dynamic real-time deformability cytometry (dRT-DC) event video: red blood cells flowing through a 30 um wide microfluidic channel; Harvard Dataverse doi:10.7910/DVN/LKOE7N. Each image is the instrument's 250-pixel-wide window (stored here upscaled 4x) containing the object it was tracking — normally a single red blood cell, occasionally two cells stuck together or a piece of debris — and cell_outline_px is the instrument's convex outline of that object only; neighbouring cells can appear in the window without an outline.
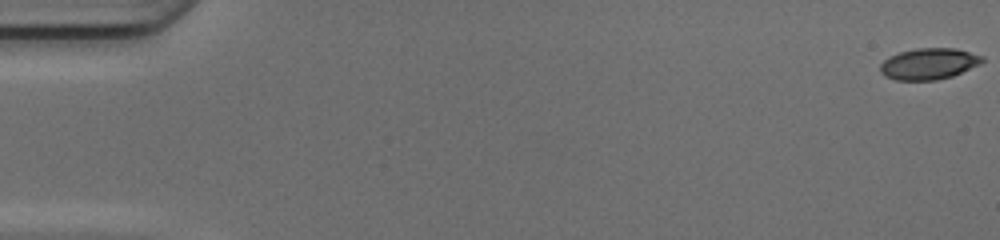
{"species": "common noctule bat (a hibernating species)", "species_latin": "Nyctalus noctula", "temperature_condition": "cold", "stored_images_in_passage": 51, "camera_frame_rate_fps": 3000, "um_per_image_px": 0.085, "animal": {"sex": "female", "body_mass_g": 17.0, "forearm_length_mm": 48.0}, "frame": {"image": 1, "passage_image": 1, "time_ms": 0.0, "image_size_px": [1000, 240], "cell_outline_px": [[984, 60], [980, 64], [952, 76], [936, 80], [896, 80], [884, 76], [880, 72], [880, 64], [888, 56], [900, 52], [916, 48], [956, 48], [984, 56]], "centroid_in_image_um": [78.94, 5.42], "position_along_channel_um": 6.1, "area_um2": 18.67}}
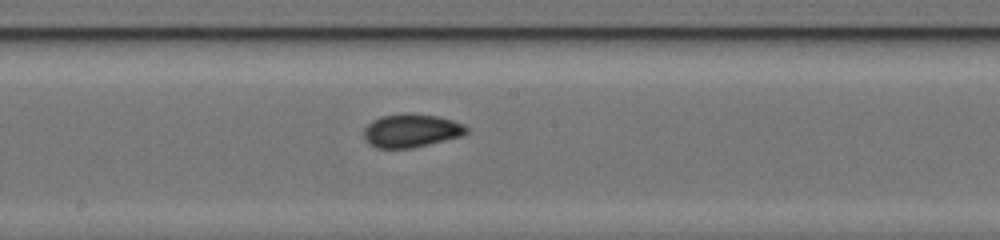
{"frame": {"image": 2, "passage_image": 28, "time_ms": 9.0, "image_size_px": [1000, 240], "cell_outline_px": [[468, 132], [460, 136], [412, 148], [376, 148], [368, 144], [364, 140], [364, 128], [372, 120], [380, 116], [408, 112], [436, 116], [452, 120], [464, 124], [468, 128]], "centroid_in_image_um": [34.91, 11.09], "position_along_channel_um": 213.3, "area_um2": 20.06}}
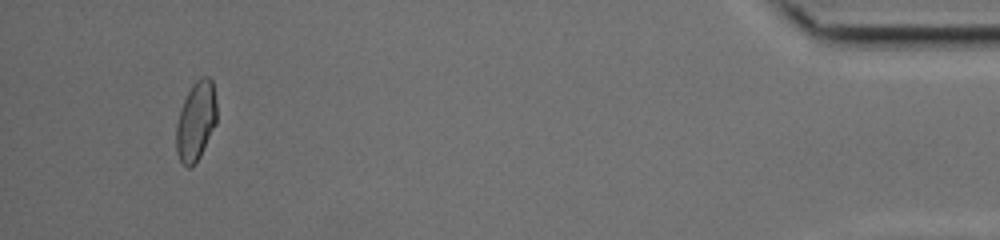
{"frame": {"image": 3, "passage_image": 48, "time_ms": 15.667, "image_size_px": [1000, 240], "cell_outline_px": [[216, 124], [200, 156], [188, 168], [180, 160], [176, 152], [176, 124], [180, 108], [192, 84], [196, 80], [204, 76], [208, 76], [212, 80], [216, 100]], "centroid_in_image_um": [16.65, 10.26], "position_along_channel_um": 418.6, "area_um2": 18.61}, "authors_computed_cell_mechanics": {"area_um2": 18.9006, "velocity_mm_per_s": 4.1985, "shape_relaxation_time_tau1_ms": 8.2662, "shape_relaxation_time_tau2_ms": 1.4756, "deformation_change_tau1": 0.1816, "deformation_change_tau2": 0.0619}}